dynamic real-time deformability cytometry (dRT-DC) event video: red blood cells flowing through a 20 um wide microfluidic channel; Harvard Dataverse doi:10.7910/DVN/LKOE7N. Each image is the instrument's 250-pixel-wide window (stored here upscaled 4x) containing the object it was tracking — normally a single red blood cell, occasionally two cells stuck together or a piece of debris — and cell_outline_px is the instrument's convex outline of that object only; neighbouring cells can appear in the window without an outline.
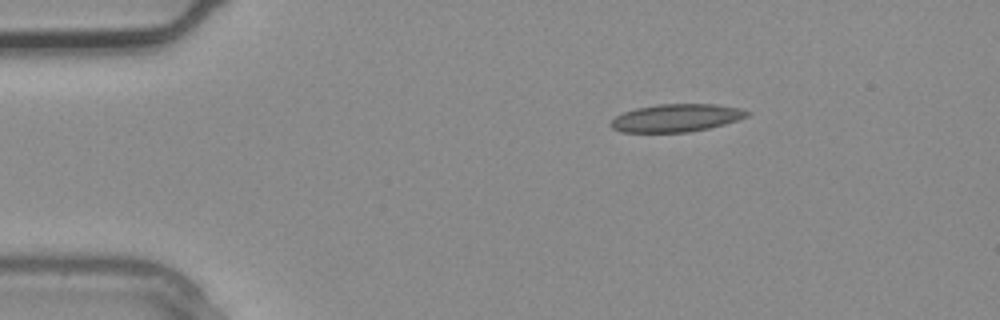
{"species": "common noctule bat (a hibernating species)", "species_latin": "Nyctalus noctula", "temperature_condition": "warm", "stored_images_in_passage": 3, "segment_of_instrument_passage": [1, 2], "camera_frame_rate_fps": 3000, "um_per_image_px": 0.085, "animal": {"sex": "male", "body_mass_g": 20.4}, "frame": {"image": 1, "passage_image": 1, "time_ms": 0.0, "image_size_px": [1000, 320], "cell_outline_px": [[752, 112], [748, 116], [724, 124], [708, 128], [688, 132], [624, 132], [612, 128], [608, 124], [616, 116], [624, 112], [636, 108], [660, 104], [716, 104], [740, 108]], "centroid_in_image_um": [57.49, 10.02], "position_along_channel_um": 27.5, "area_um2": 21.96}}
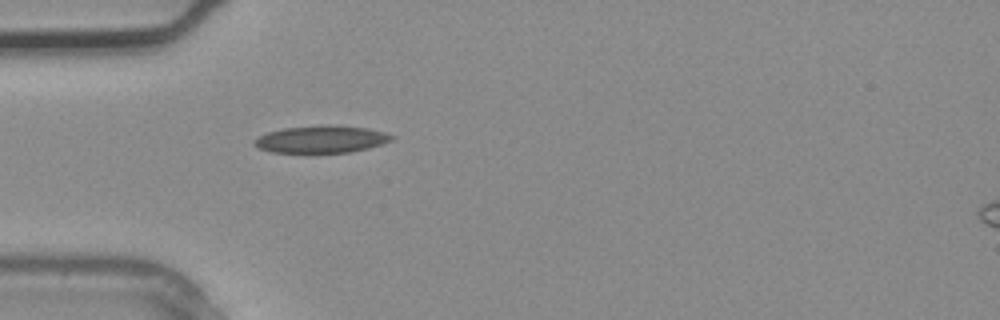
{"frame": {"image": 2, "passage_image": 2, "time_ms": 0.333, "image_size_px": [1000, 320], "cell_outline_px": [[396, 136], [392, 140], [384, 144], [352, 152], [316, 156], [272, 152], [260, 148], [252, 144], [252, 140], [268, 132], [284, 128], [336, 124], [368, 128], [384, 132]], "centroid_in_image_um": [27.33, 11.89], "position_along_channel_um": 57.7, "area_um2": 23.0}}